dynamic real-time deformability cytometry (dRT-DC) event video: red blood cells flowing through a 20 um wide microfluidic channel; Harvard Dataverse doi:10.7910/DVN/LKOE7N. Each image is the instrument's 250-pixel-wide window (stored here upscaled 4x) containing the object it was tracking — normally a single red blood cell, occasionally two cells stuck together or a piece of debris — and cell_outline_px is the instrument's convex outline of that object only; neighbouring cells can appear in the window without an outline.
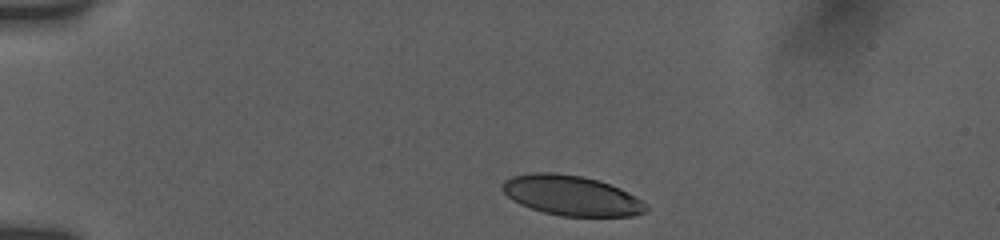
{"species": "human", "species_latin": "Homo sapiens", "temperature_condition": "room temperature", "stored_images_in_passage": 4, "camera_frame_rate_fps": 3000, "um_per_image_px": 0.085, "donor": {"sex": "female"}, "frame": {"image": 1, "passage_image": 1, "time_ms": 0.0, "image_size_px": [1000, 240], "cell_outline_px": [[648, 208], [644, 212], [632, 216], [560, 216], [544, 212], [520, 204], [512, 200], [500, 188], [504, 180], [512, 176], [532, 172], [556, 172], [580, 176], [600, 180], [620, 188], [648, 204]], "centroid_in_image_um": [48.56, 16.61], "position_along_channel_um": 36.4, "area_um2": 33.58}}
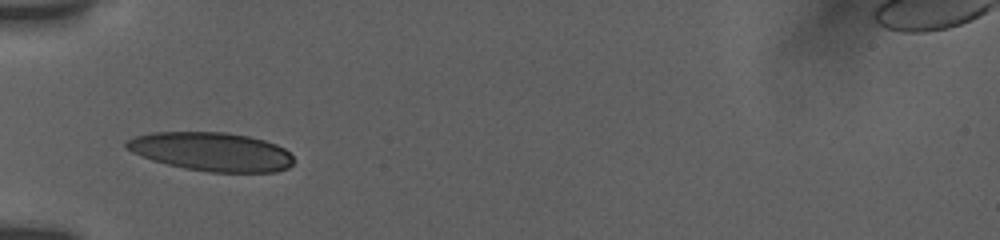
{"frame": {"image": 2, "passage_image": 3, "time_ms": 2.333, "image_size_px": [1000, 240], "cell_outline_px": [[292, 164], [288, 168], [276, 172], [208, 172], [184, 168], [152, 160], [132, 152], [124, 144], [128, 140], [136, 136], [152, 132], [228, 132], [248, 136], [264, 140], [276, 144], [284, 148], [292, 156]], "centroid_in_image_um": [18.0, 12.89], "position_along_channel_um": 67.0, "area_um2": 37.63}}
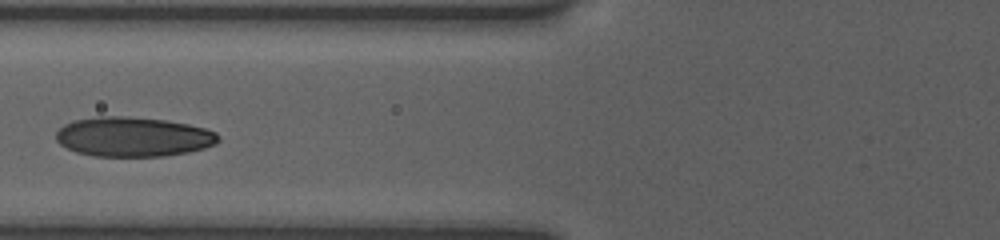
{"frame": {"image": 3, "passage_image": 4, "time_ms": 3.667, "image_size_px": [1000, 240], "cell_outline_px": [[220, 140], [216, 144], [204, 148], [188, 152], [164, 156], [92, 156], [76, 152], [60, 144], [56, 140], [56, 132], [64, 124], [76, 120], [96, 116], [128, 116], [164, 120], [188, 124], [204, 128], [216, 132], [220, 136]], "centroid_in_image_um": [11.33, 11.63], "position_along_channel_um": 114.5, "area_um2": 37.57}}